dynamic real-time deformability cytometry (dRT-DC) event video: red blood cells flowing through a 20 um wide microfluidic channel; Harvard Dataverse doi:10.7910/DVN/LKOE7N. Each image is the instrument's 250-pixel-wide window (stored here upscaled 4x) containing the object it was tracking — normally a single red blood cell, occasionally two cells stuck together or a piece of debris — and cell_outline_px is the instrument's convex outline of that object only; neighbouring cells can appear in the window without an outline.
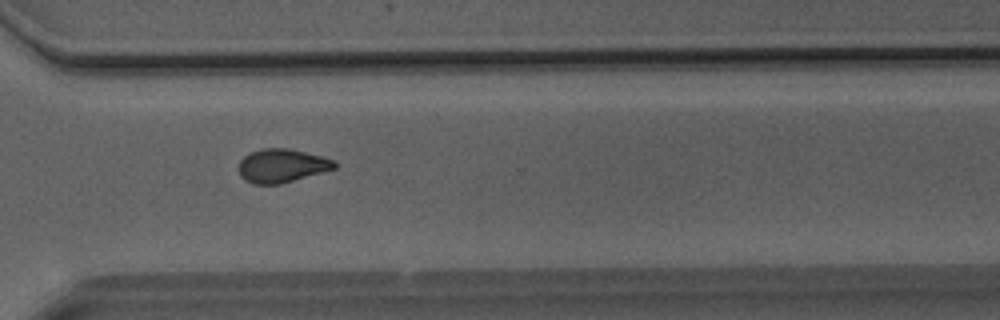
{"species": "Egyptian fruit bat (a non-hibernating species)", "species_latin": "Rousettus aegyptiacus", "temperature_condition": "room temperature", "stored_images_in_passage": 51, "camera_frame_rate_fps": 3000, "um_per_image_px": 0.085, "animal": {"sex": "male"}, "frame": {"image": 1, "passage_image": 38, "time_ms": 12.333, "image_size_px": [1000, 320], "cell_outline_px": [[336, 168], [280, 184], [252, 184], [244, 180], [240, 176], [236, 168], [240, 160], [244, 156], [260, 148], [288, 148], [336, 160]], "centroid_in_image_um": [23.9, 14.09], "position_along_channel_um": 346.7, "area_um2": 18.84}}
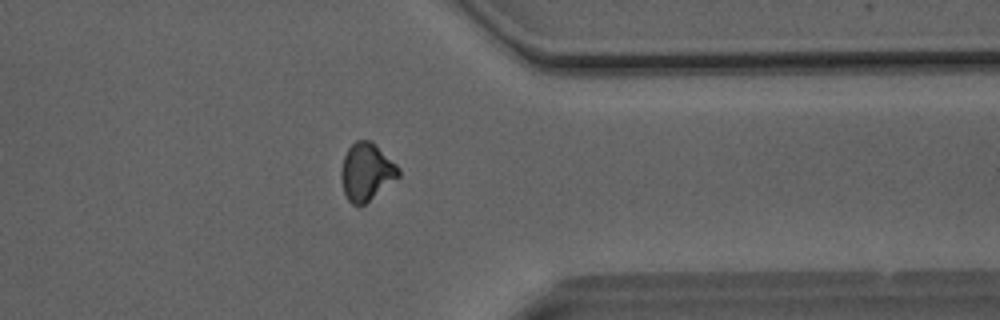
{"frame": {"image": 2, "passage_image": 41, "time_ms": 13.333, "image_size_px": [1000, 320], "cell_outline_px": [[400, 176], [364, 204], [352, 204], [348, 200], [344, 192], [340, 176], [340, 168], [344, 156], [348, 148], [356, 140], [372, 140], [400, 168]], "centroid_in_image_um": [31.14, 14.58], "position_along_channel_um": 380.3, "area_um2": 19.19}}
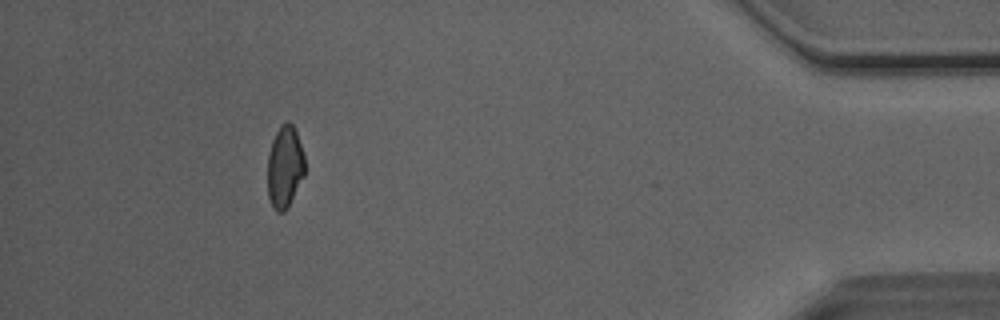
{"frame": {"image": 3, "passage_image": 47, "time_ms": 15.333, "image_size_px": [1000, 320], "cell_outline_px": [[304, 176], [284, 212], [276, 212], [272, 208], [268, 196], [268, 156], [272, 140], [280, 124], [284, 120], [288, 120], [292, 124], [296, 132], [304, 156]], "centroid_in_image_um": [24.19, 14.16], "position_along_channel_um": 411.0, "area_um2": 17.74}, "authors_computed_cell_mechanics": {"area_um2": 19.1896, "velocity_mm_per_s": 4.0719, "shape_relaxation_time_tau1_ms": 9.0106, "shape_relaxation_time_tau2_ms": 2.3202, "deformation_change_tau1": 0.181, "deformation_change_tau2": 0.0648}}